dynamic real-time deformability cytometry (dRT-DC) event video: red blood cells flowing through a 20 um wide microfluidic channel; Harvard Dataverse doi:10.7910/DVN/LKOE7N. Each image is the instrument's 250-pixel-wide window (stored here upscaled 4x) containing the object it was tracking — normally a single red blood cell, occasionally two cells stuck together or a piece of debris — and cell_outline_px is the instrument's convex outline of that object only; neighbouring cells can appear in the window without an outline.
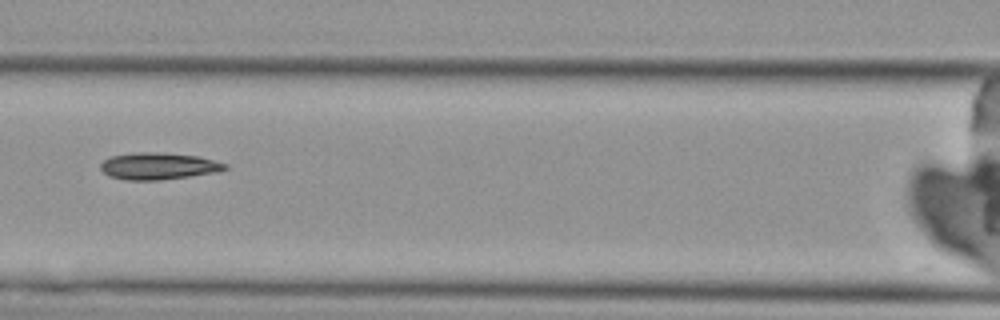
{"species": "Egyptian fruit bat (a non-hibernating species)", "species_latin": "Rousettus aegyptiacus", "temperature_condition": "cold", "stored_images_in_passage": 7, "camera_frame_rate_fps": 3000, "um_per_image_px": 0.085, "animal": {"sex": "female"}, "frame": {"image": 1, "passage_image": 5, "time_ms": 5.333, "image_size_px": [1000, 320], "cell_outline_px": [[228, 168], [220, 172], [160, 180], [124, 180], [108, 176], [100, 168], [100, 164], [108, 156], [132, 152], [152, 152], [200, 156], [228, 164]], "centroid_in_image_um": [13.46, 14.11], "position_along_channel_um": 153.1, "area_um2": 19.77}}
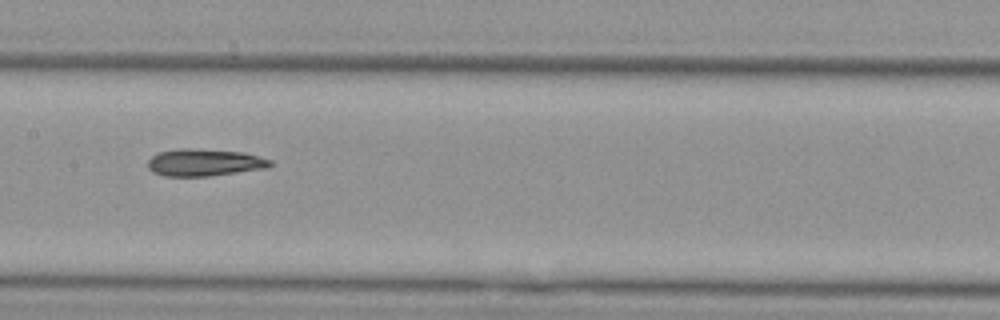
{"frame": {"image": 2, "passage_image": 6, "time_ms": 6.333, "image_size_px": [1000, 320], "cell_outline_px": [[272, 164], [268, 168], [208, 176], [164, 176], [152, 172], [148, 168], [148, 160], [156, 152], [180, 148], [188, 148], [244, 152], [272, 160]], "centroid_in_image_um": [17.35, 13.81], "position_along_channel_um": 190.0, "area_um2": 19.48}}
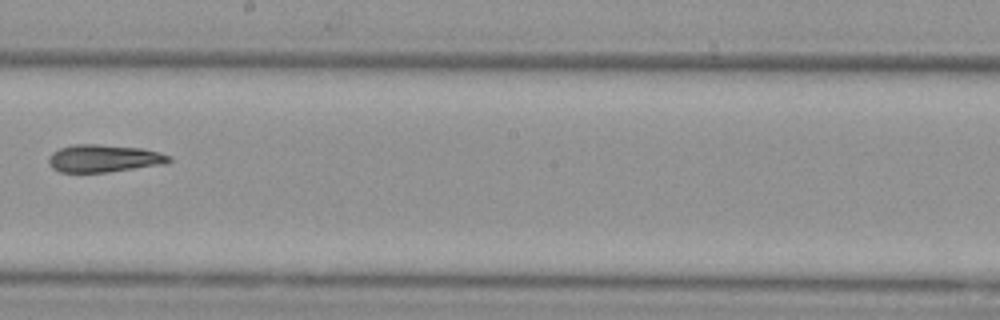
{"frame": {"image": 3, "passage_image": 7, "time_ms": 7.667, "image_size_px": [1000, 320], "cell_outline_px": [[172, 160], [168, 164], [108, 172], [60, 172], [52, 168], [48, 164], [48, 156], [52, 152], [60, 148], [72, 144], [96, 144], [144, 148], [160, 152], [172, 156]], "centroid_in_image_um": [8.86, 13.46], "position_along_channel_um": 239.3, "area_um2": 19.71}}